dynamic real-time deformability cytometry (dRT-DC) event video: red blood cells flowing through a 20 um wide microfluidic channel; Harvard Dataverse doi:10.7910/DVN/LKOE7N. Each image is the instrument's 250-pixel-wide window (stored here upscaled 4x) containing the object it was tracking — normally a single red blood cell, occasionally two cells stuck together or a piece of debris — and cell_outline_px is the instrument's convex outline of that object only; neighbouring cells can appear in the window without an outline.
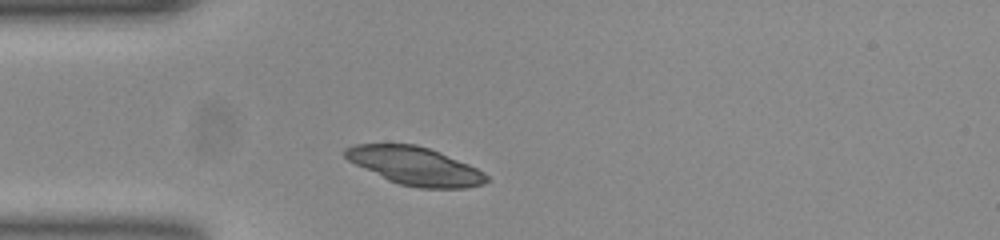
{"species": "common noctule bat (a hibernating species)", "species_latin": "Nyctalus noctula", "temperature_condition": "room temperature", "stored_images_in_passage": 31, "camera_frame_rate_fps": 3000, "um_per_image_px": 0.085, "animal": {"sex": "female", "body_mass_g": 23.0, "forearm_length_mm": 53.4}, "frame": {"image": 1, "passage_image": 1, "time_ms": 0.0, "image_size_px": [1000, 240], "cell_outline_px": [[492, 180], [484, 184], [468, 188], [420, 188], [400, 184], [388, 180], [348, 160], [344, 156], [344, 148], [356, 144], [416, 144], [440, 152], [468, 164], [484, 172]], "centroid_in_image_um": [35.32, 14.11], "position_along_channel_um": 49.7, "area_um2": 31.27}}
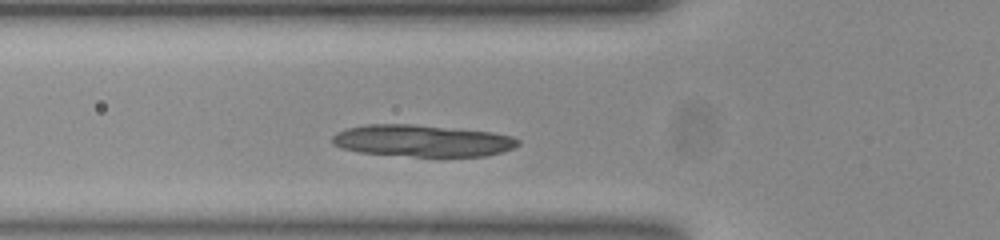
{"frame": {"image": 2, "passage_image": 5, "time_ms": 1.333, "image_size_px": [1000, 240], "cell_outline_px": [[520, 144], [512, 148], [500, 152], [484, 156], [412, 156], [360, 152], [344, 148], [332, 144], [332, 136], [336, 132], [348, 128], [364, 124], [412, 124], [492, 132], [512, 136], [520, 140]], "centroid_in_image_um": [35.88, 11.95], "position_along_channel_um": 89.9, "area_um2": 34.22}}